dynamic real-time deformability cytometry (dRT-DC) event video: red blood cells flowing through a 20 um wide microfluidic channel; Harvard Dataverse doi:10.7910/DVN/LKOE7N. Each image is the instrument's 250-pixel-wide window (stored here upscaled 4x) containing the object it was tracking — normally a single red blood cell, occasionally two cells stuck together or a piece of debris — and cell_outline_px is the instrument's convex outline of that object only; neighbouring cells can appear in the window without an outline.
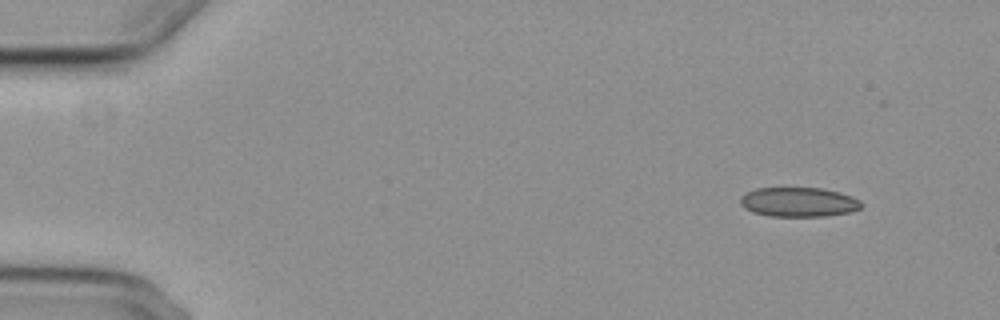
{"species": "common noctule bat (a hibernating species)", "species_latin": "Nyctalus noctula", "temperature_condition": "cold", "stored_images_in_passage": 5, "camera_frame_rate_fps": 3000, "um_per_image_px": 0.085, "animal": {"sex": "female", "body_mass_g": 29.2, "forearm_length_mm": 56.3}, "frame": {"image": 1, "passage_image": 1, "time_ms": 0.0, "image_size_px": [1000, 320], "cell_outline_px": [[864, 204], [860, 208], [852, 212], [824, 216], [768, 216], [752, 212], [744, 208], [740, 204], [740, 196], [744, 192], [756, 188], [824, 188], [840, 192], [852, 196], [860, 200]], "centroid_in_image_um": [67.88, 17.17], "position_along_channel_um": 17.1, "area_um2": 21.1}}
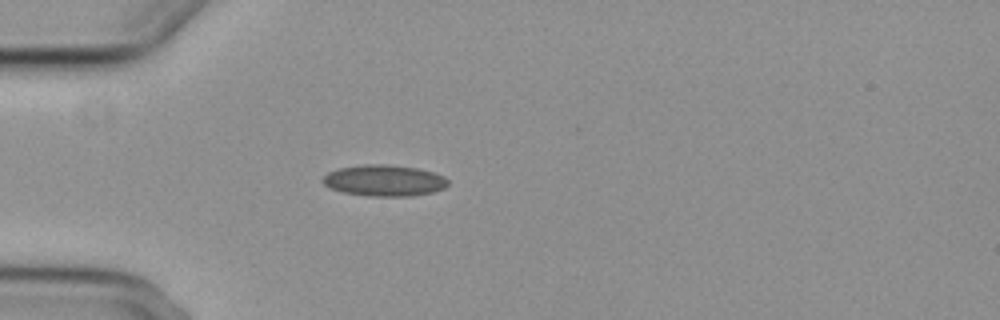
{"frame": {"image": 2, "passage_image": 4, "time_ms": 3.667, "image_size_px": [1000, 320], "cell_outline_px": [[448, 184], [444, 188], [432, 192], [412, 196], [368, 196], [344, 192], [328, 188], [320, 180], [328, 172], [340, 168], [364, 164], [384, 164], [416, 168], [432, 172], [444, 176], [448, 180]], "centroid_in_image_um": [32.64, 15.35], "position_along_channel_um": 52.4, "area_um2": 22.77}}